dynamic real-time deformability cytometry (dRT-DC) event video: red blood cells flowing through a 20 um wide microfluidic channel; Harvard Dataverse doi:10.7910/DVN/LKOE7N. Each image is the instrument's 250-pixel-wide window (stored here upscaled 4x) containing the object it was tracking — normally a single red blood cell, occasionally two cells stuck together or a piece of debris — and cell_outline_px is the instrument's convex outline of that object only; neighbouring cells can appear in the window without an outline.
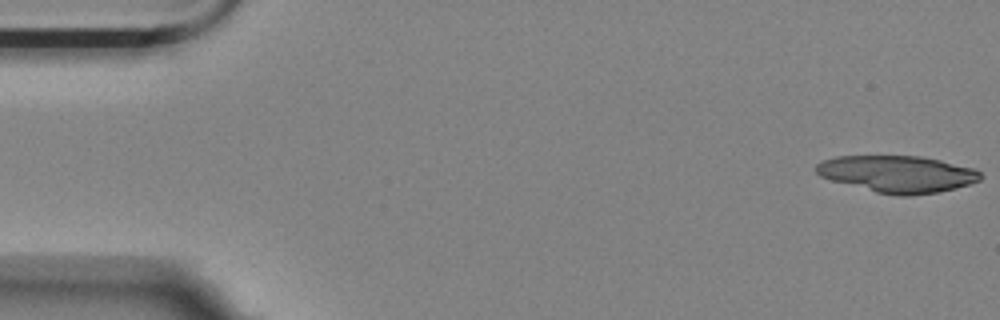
{"species": "Egyptian fruit bat (a non-hibernating species)", "species_latin": "Rousettus aegyptiacus", "temperature_condition": "room temperature", "stored_images_in_passage": 9, "camera_frame_rate_fps": 3000, "um_per_image_px": 0.085, "animal": {"sex": "female"}, "frame": {"image": 1, "passage_image": 1, "time_ms": 0.0, "image_size_px": [1000, 320], "cell_outline_px": [[984, 176], [980, 180], [956, 188], [940, 192], [912, 196], [896, 196], [876, 192], [832, 180], [820, 176], [816, 172], [816, 164], [824, 160], [836, 156], [920, 156], [940, 160], [976, 168]], "centroid_in_image_um": [76.33, 14.79], "position_along_channel_um": 8.7, "area_um2": 35.37}}
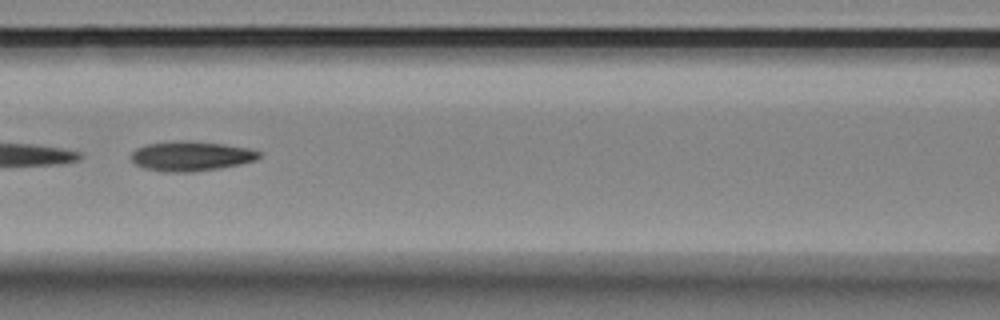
{"frame": {"image": 2, "passage_image": 7, "time_ms": 7.667, "image_size_px": [1000, 320], "cell_outline_px": [[264, 152], [256, 160], [240, 164], [192, 172], [164, 172], [144, 168], [136, 164], [128, 156], [136, 148], [144, 144], [180, 140], [188, 140], [224, 144], [248, 148]], "centroid_in_image_um": [16.21, 13.26], "position_along_channel_um": 150.4, "area_um2": 22.37}}